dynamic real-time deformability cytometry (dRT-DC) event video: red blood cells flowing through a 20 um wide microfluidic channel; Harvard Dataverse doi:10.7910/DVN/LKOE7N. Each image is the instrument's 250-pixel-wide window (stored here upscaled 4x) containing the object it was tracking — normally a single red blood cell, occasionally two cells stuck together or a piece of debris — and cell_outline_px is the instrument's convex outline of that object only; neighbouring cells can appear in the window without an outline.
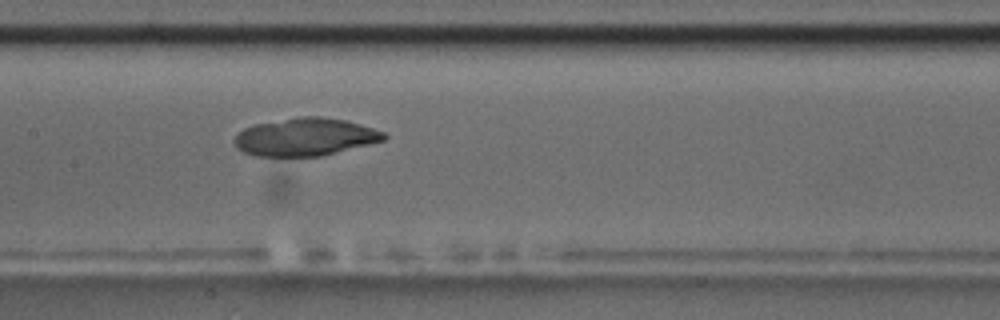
{"species": "common noctule bat (a hibernating species)", "species_latin": "Nyctalus noctula", "temperature_condition": "room temperature", "stored_images_in_passage": 7, "camera_frame_rate_fps": 3000, "um_per_image_px": 0.085, "animal": {"sex": "male", "body_mass_g": 17.5, "forearm_length_mm": 52.3}, "frame": {"image": 1, "passage_image": 6, "time_ms": 5.667, "image_size_px": [1000, 320], "cell_outline_px": [[388, 136], [384, 140], [320, 156], [256, 156], [244, 152], [236, 148], [232, 140], [244, 128], [256, 124], [300, 116], [320, 116], [348, 120], [384, 132]], "centroid_in_image_um": [25.93, 11.63], "position_along_channel_um": 181.5, "area_um2": 32.77}}